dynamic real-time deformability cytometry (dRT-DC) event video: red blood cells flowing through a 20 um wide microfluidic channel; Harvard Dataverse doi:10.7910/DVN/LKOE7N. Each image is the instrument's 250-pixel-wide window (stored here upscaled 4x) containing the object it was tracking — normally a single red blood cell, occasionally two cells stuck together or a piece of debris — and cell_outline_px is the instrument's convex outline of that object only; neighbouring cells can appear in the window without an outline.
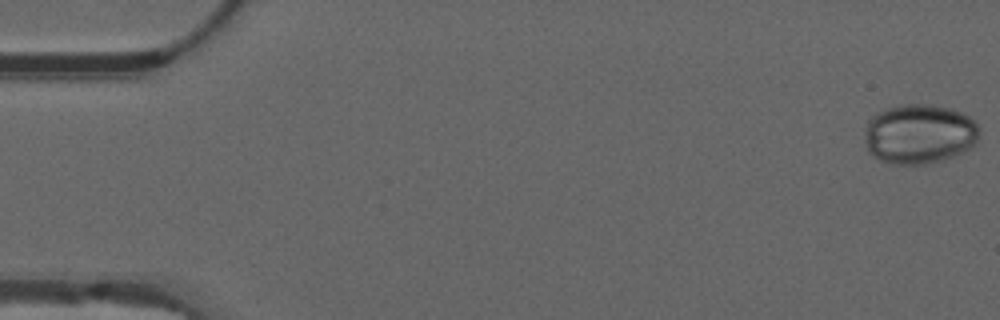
{"species": "common noctule bat (a hibernating species)", "species_latin": "Nyctalus noctula", "temperature_condition": "warm", "stored_images_in_passage": 48, "camera_frame_rate_fps": 3000, "um_per_image_px": 0.085, "animal": {"sex": "male", "forearm_length_mm": 52.5}, "frame": {"image": 1, "passage_image": 1, "time_ms": 0.0, "image_size_px": [1000, 320], "cell_outline_px": [[980, 132], [976, 144], [952, 156], [940, 160], [924, 164], [888, 164], [872, 156], [868, 152], [864, 140], [864, 128], [868, 120], [876, 112], [900, 104], [928, 104], [952, 108], [968, 116], [980, 128]], "centroid_in_image_um": [78.09, 11.38], "position_along_channel_um": 6.9, "area_um2": 40.29}}
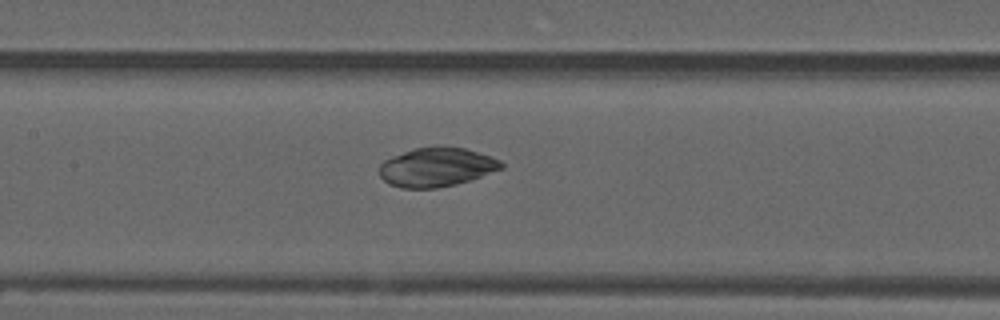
{"frame": {"image": 2, "passage_image": 26, "time_ms": 8.333, "image_size_px": [1000, 320], "cell_outline_px": [[504, 168], [456, 184], [436, 188], [404, 188], [388, 184], [380, 176], [380, 164], [384, 160], [392, 156], [412, 148], [432, 144], [464, 148], [500, 160], [504, 164]], "centroid_in_image_um": [37.07, 14.18], "position_along_channel_um": 170.3, "area_um2": 27.92}}
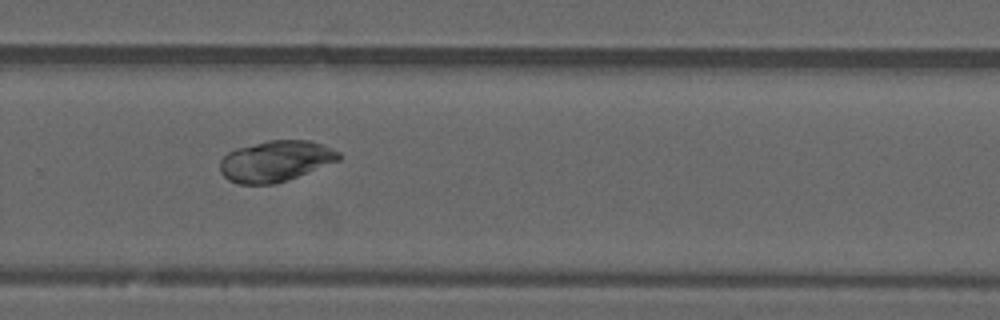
{"frame": {"image": 3, "passage_image": 37, "time_ms": 12.0, "image_size_px": [1000, 320], "cell_outline_px": [[344, 156], [340, 160], [288, 180], [276, 184], [240, 184], [228, 180], [220, 172], [220, 160], [228, 152], [236, 148], [268, 140], [308, 140], [320, 144], [340, 152]], "centroid_in_image_um": [23.42, 13.7], "position_along_channel_um": 306.4, "area_um2": 28.44}, "authors_computed_cell_mechanics": {"area_um2": 28.9289, "velocity_mm_per_s": 3.7262, "shape_relaxation_time_tau1_ms": 11.0679, "shape_relaxation_time_tau2_ms": null, "deformation_change_tau1": 0.0563, "deformation_change_tau2": null}}